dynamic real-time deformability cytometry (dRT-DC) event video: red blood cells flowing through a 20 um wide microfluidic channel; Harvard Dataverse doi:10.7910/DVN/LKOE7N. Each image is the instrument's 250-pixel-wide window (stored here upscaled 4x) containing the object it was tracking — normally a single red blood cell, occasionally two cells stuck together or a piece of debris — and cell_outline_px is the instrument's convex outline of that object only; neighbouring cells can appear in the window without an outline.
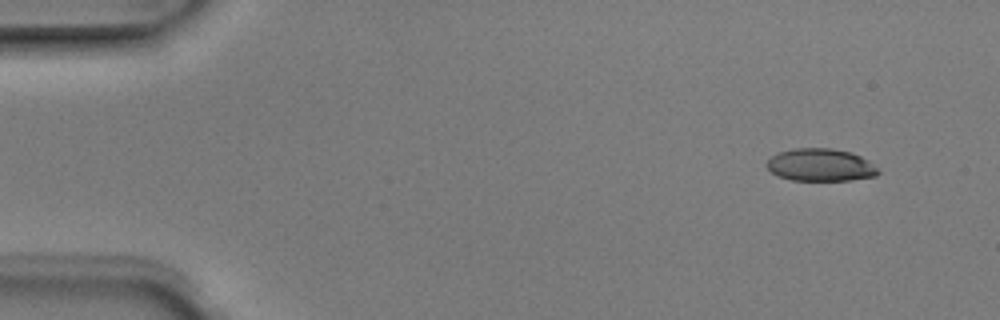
{"species": "Egyptian fruit bat (a non-hibernating species)", "species_latin": "Rousettus aegyptiacus", "temperature_condition": "room temperature", "stored_images_in_passage": 5, "camera_frame_rate_fps": 3000, "um_per_image_px": 0.085, "animal": {"sex": "male"}, "frame": {"image": 1, "passage_image": 1, "time_ms": 0.0, "image_size_px": [1000, 320], "cell_outline_px": [[880, 172], [876, 176], [852, 180], [792, 180], [780, 176], [772, 172], [764, 164], [772, 156], [780, 152], [792, 148], [832, 148], [852, 152], [868, 160]], "centroid_in_image_um": [69.75, 14.01], "position_along_channel_um": 15.3, "area_um2": 21.1}}
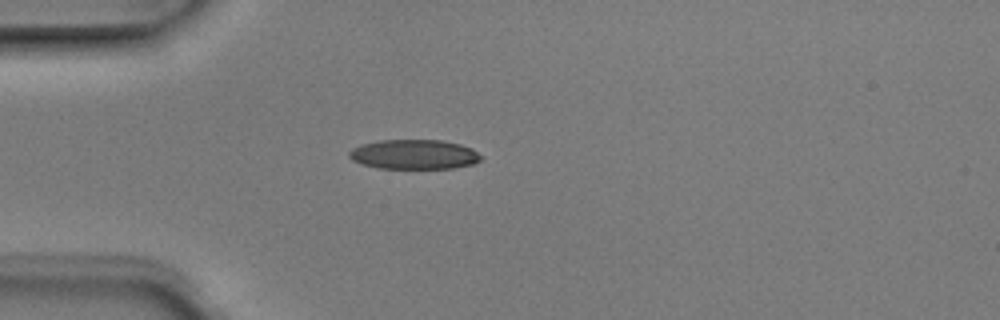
{"frame": {"image": 2, "passage_image": 3, "time_ms": 0.667, "image_size_px": [1000, 320], "cell_outline_px": [[480, 160], [472, 164], [452, 168], [376, 168], [360, 164], [352, 160], [348, 156], [348, 152], [352, 148], [360, 144], [380, 140], [440, 140], [460, 144], [472, 148], [480, 156]], "centroid_in_image_um": [35.13, 13.12], "position_along_channel_um": 49.9, "area_um2": 22.77}}
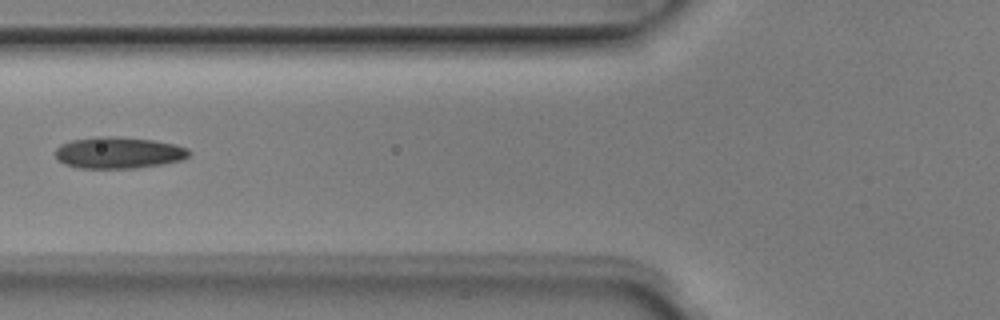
{"frame": {"image": 3, "passage_image": 5, "time_ms": 1.333, "image_size_px": [1000, 320], "cell_outline_px": [[192, 152], [188, 156], [180, 160], [164, 164], [136, 168], [80, 168], [64, 164], [56, 160], [56, 148], [60, 144], [72, 140], [96, 136], [112, 136], [152, 140], [176, 144], [188, 148]], "centroid_in_image_um": [10.07, 12.98], "position_along_channel_um": 115.7, "area_um2": 24.74}}